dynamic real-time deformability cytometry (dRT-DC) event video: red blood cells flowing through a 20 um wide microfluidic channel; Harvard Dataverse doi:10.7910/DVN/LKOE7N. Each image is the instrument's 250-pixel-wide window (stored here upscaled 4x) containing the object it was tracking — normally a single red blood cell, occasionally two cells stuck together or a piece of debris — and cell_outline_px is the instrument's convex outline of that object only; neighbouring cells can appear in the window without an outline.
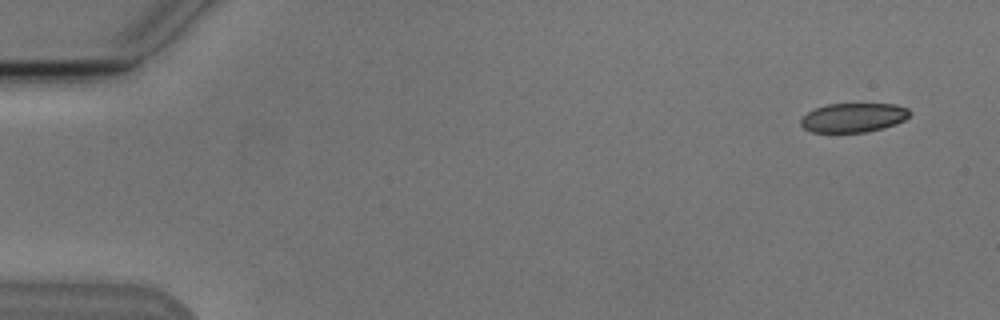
{"species": "Egyptian fruit bat (a non-hibernating species)", "species_latin": "Rousettus aegyptiacus", "temperature_condition": "cold", "stored_images_in_passage": 6, "camera_frame_rate_fps": 3000, "um_per_image_px": 0.085, "animal": {"sex": "male"}, "frame": {"image": 1, "passage_image": 1, "time_ms": 0.0, "image_size_px": [1000, 320], "cell_outline_px": [[912, 112], [904, 120], [896, 124], [864, 132], [812, 132], [804, 128], [800, 124], [800, 120], [808, 112], [816, 108], [828, 104], [896, 104], [908, 108]], "centroid_in_image_um": [72.55, 9.99], "position_along_channel_um": 12.5, "area_um2": 18.38}}
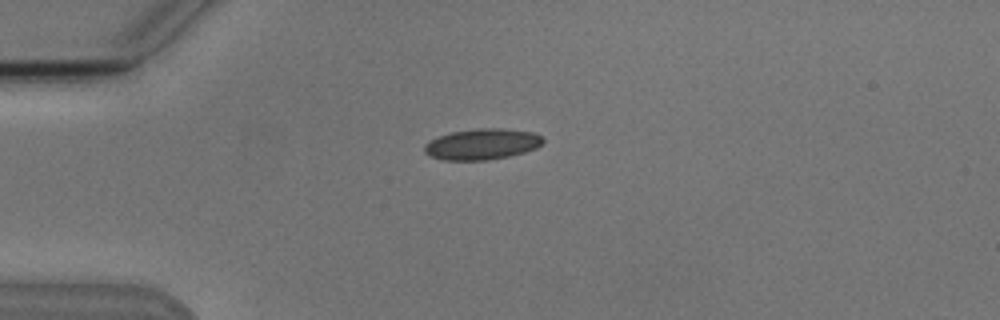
{"frame": {"image": 2, "passage_image": 4, "time_ms": 3.667, "image_size_px": [1000, 320], "cell_outline_px": [[544, 144], [536, 148], [524, 152], [508, 156], [488, 160], [444, 160], [432, 156], [424, 152], [424, 144], [440, 136], [452, 132], [476, 128], [500, 128], [532, 132], [540, 136], [544, 140]], "centroid_in_image_um": [41.0, 12.25], "position_along_channel_um": 44.0, "area_um2": 21.21}}